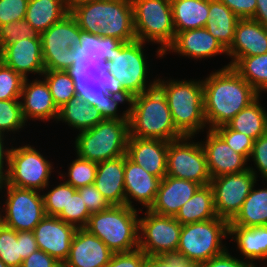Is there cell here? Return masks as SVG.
I'll list each match as a JSON object with an SVG mask.
<instances>
[{
	"instance_id": "cell-1",
	"label": "cell",
	"mask_w": 267,
	"mask_h": 267,
	"mask_svg": "<svg viewBox=\"0 0 267 267\" xmlns=\"http://www.w3.org/2000/svg\"><path fill=\"white\" fill-rule=\"evenodd\" d=\"M203 82L204 116L208 129L225 125L261 96L232 67L213 71Z\"/></svg>"
},
{
	"instance_id": "cell-2",
	"label": "cell",
	"mask_w": 267,
	"mask_h": 267,
	"mask_svg": "<svg viewBox=\"0 0 267 267\" xmlns=\"http://www.w3.org/2000/svg\"><path fill=\"white\" fill-rule=\"evenodd\" d=\"M70 14L84 32L123 42L137 40L131 0H94L73 8Z\"/></svg>"
},
{
	"instance_id": "cell-3",
	"label": "cell",
	"mask_w": 267,
	"mask_h": 267,
	"mask_svg": "<svg viewBox=\"0 0 267 267\" xmlns=\"http://www.w3.org/2000/svg\"><path fill=\"white\" fill-rule=\"evenodd\" d=\"M129 137L173 141L183 137L176 129L164 93L155 86L132 97L129 104Z\"/></svg>"
},
{
	"instance_id": "cell-4",
	"label": "cell",
	"mask_w": 267,
	"mask_h": 267,
	"mask_svg": "<svg viewBox=\"0 0 267 267\" xmlns=\"http://www.w3.org/2000/svg\"><path fill=\"white\" fill-rule=\"evenodd\" d=\"M165 95L176 129L183 136H195L208 126L204 116L202 80H164L156 85ZM198 132V133H197Z\"/></svg>"
},
{
	"instance_id": "cell-5",
	"label": "cell",
	"mask_w": 267,
	"mask_h": 267,
	"mask_svg": "<svg viewBox=\"0 0 267 267\" xmlns=\"http://www.w3.org/2000/svg\"><path fill=\"white\" fill-rule=\"evenodd\" d=\"M138 209L127 205L110 206L91 214L84 228L100 238L114 253L134 251L138 249V213L143 211Z\"/></svg>"
},
{
	"instance_id": "cell-6",
	"label": "cell",
	"mask_w": 267,
	"mask_h": 267,
	"mask_svg": "<svg viewBox=\"0 0 267 267\" xmlns=\"http://www.w3.org/2000/svg\"><path fill=\"white\" fill-rule=\"evenodd\" d=\"M130 136L129 120L103 119L75 138L76 155L100 163L126 155Z\"/></svg>"
},
{
	"instance_id": "cell-7",
	"label": "cell",
	"mask_w": 267,
	"mask_h": 267,
	"mask_svg": "<svg viewBox=\"0 0 267 267\" xmlns=\"http://www.w3.org/2000/svg\"><path fill=\"white\" fill-rule=\"evenodd\" d=\"M229 238V221L216 217L211 220L182 225L177 252L195 266L227 250L222 239Z\"/></svg>"
},
{
	"instance_id": "cell-8",
	"label": "cell",
	"mask_w": 267,
	"mask_h": 267,
	"mask_svg": "<svg viewBox=\"0 0 267 267\" xmlns=\"http://www.w3.org/2000/svg\"><path fill=\"white\" fill-rule=\"evenodd\" d=\"M136 39L159 44L157 58L164 57L165 49L173 42V25L170 0H131Z\"/></svg>"
},
{
	"instance_id": "cell-9",
	"label": "cell",
	"mask_w": 267,
	"mask_h": 267,
	"mask_svg": "<svg viewBox=\"0 0 267 267\" xmlns=\"http://www.w3.org/2000/svg\"><path fill=\"white\" fill-rule=\"evenodd\" d=\"M145 45L146 42L138 40L123 42L115 49L112 60L105 63V67L120 81L122 88L131 98L157 85L156 77L153 81H147L150 66L144 52Z\"/></svg>"
},
{
	"instance_id": "cell-10",
	"label": "cell",
	"mask_w": 267,
	"mask_h": 267,
	"mask_svg": "<svg viewBox=\"0 0 267 267\" xmlns=\"http://www.w3.org/2000/svg\"><path fill=\"white\" fill-rule=\"evenodd\" d=\"M81 29L70 12L40 34L45 70H68L75 61Z\"/></svg>"
},
{
	"instance_id": "cell-11",
	"label": "cell",
	"mask_w": 267,
	"mask_h": 267,
	"mask_svg": "<svg viewBox=\"0 0 267 267\" xmlns=\"http://www.w3.org/2000/svg\"><path fill=\"white\" fill-rule=\"evenodd\" d=\"M52 170V162L30 144L16 148L12 146L9 170L4 181L17 188L41 192L49 188Z\"/></svg>"
},
{
	"instance_id": "cell-12",
	"label": "cell",
	"mask_w": 267,
	"mask_h": 267,
	"mask_svg": "<svg viewBox=\"0 0 267 267\" xmlns=\"http://www.w3.org/2000/svg\"><path fill=\"white\" fill-rule=\"evenodd\" d=\"M6 199L0 208L4 225L15 231H33L46 216L42 193L33 189H23L8 185L4 180Z\"/></svg>"
},
{
	"instance_id": "cell-13",
	"label": "cell",
	"mask_w": 267,
	"mask_h": 267,
	"mask_svg": "<svg viewBox=\"0 0 267 267\" xmlns=\"http://www.w3.org/2000/svg\"><path fill=\"white\" fill-rule=\"evenodd\" d=\"M193 138L195 136H183L169 142L166 175L208 185L211 177L206 155L201 142H192Z\"/></svg>"
},
{
	"instance_id": "cell-14",
	"label": "cell",
	"mask_w": 267,
	"mask_h": 267,
	"mask_svg": "<svg viewBox=\"0 0 267 267\" xmlns=\"http://www.w3.org/2000/svg\"><path fill=\"white\" fill-rule=\"evenodd\" d=\"M255 168L240 173L225 174L210 181L217 217L231 221L240 211L245 199L259 177Z\"/></svg>"
},
{
	"instance_id": "cell-15",
	"label": "cell",
	"mask_w": 267,
	"mask_h": 267,
	"mask_svg": "<svg viewBox=\"0 0 267 267\" xmlns=\"http://www.w3.org/2000/svg\"><path fill=\"white\" fill-rule=\"evenodd\" d=\"M139 217L138 248L147 256H163L178 249L182 224L172 216L146 210Z\"/></svg>"
},
{
	"instance_id": "cell-16",
	"label": "cell",
	"mask_w": 267,
	"mask_h": 267,
	"mask_svg": "<svg viewBox=\"0 0 267 267\" xmlns=\"http://www.w3.org/2000/svg\"><path fill=\"white\" fill-rule=\"evenodd\" d=\"M78 228L54 216H45L33 230L39 250L63 264Z\"/></svg>"
},
{
	"instance_id": "cell-17",
	"label": "cell",
	"mask_w": 267,
	"mask_h": 267,
	"mask_svg": "<svg viewBox=\"0 0 267 267\" xmlns=\"http://www.w3.org/2000/svg\"><path fill=\"white\" fill-rule=\"evenodd\" d=\"M206 133V140H201V145L211 179L249 169L248 160L235 152L214 129H208Z\"/></svg>"
},
{
	"instance_id": "cell-18",
	"label": "cell",
	"mask_w": 267,
	"mask_h": 267,
	"mask_svg": "<svg viewBox=\"0 0 267 267\" xmlns=\"http://www.w3.org/2000/svg\"><path fill=\"white\" fill-rule=\"evenodd\" d=\"M113 254L100 238L85 228H78L62 267H105Z\"/></svg>"
},
{
	"instance_id": "cell-19",
	"label": "cell",
	"mask_w": 267,
	"mask_h": 267,
	"mask_svg": "<svg viewBox=\"0 0 267 267\" xmlns=\"http://www.w3.org/2000/svg\"><path fill=\"white\" fill-rule=\"evenodd\" d=\"M0 60L24 79L29 73H44V61L40 37L17 40L0 51Z\"/></svg>"
},
{
	"instance_id": "cell-20",
	"label": "cell",
	"mask_w": 267,
	"mask_h": 267,
	"mask_svg": "<svg viewBox=\"0 0 267 267\" xmlns=\"http://www.w3.org/2000/svg\"><path fill=\"white\" fill-rule=\"evenodd\" d=\"M168 51L195 60L212 58L221 54L228 57L227 50L205 27L178 32L173 42L165 49L164 56Z\"/></svg>"
},
{
	"instance_id": "cell-21",
	"label": "cell",
	"mask_w": 267,
	"mask_h": 267,
	"mask_svg": "<svg viewBox=\"0 0 267 267\" xmlns=\"http://www.w3.org/2000/svg\"><path fill=\"white\" fill-rule=\"evenodd\" d=\"M161 180L124 155L125 205L135 208L132 204L134 199L145 210H149L155 201Z\"/></svg>"
},
{
	"instance_id": "cell-22",
	"label": "cell",
	"mask_w": 267,
	"mask_h": 267,
	"mask_svg": "<svg viewBox=\"0 0 267 267\" xmlns=\"http://www.w3.org/2000/svg\"><path fill=\"white\" fill-rule=\"evenodd\" d=\"M24 79L20 95V103L25 121L57 120L59 109L55 105L46 81L36 77L32 81Z\"/></svg>"
},
{
	"instance_id": "cell-23",
	"label": "cell",
	"mask_w": 267,
	"mask_h": 267,
	"mask_svg": "<svg viewBox=\"0 0 267 267\" xmlns=\"http://www.w3.org/2000/svg\"><path fill=\"white\" fill-rule=\"evenodd\" d=\"M169 142L161 139L129 137L126 156L151 175L163 179L167 170Z\"/></svg>"
},
{
	"instance_id": "cell-24",
	"label": "cell",
	"mask_w": 267,
	"mask_h": 267,
	"mask_svg": "<svg viewBox=\"0 0 267 267\" xmlns=\"http://www.w3.org/2000/svg\"><path fill=\"white\" fill-rule=\"evenodd\" d=\"M267 53V27L253 19H240L236 25L234 40L227 54L232 67L240 58Z\"/></svg>"
},
{
	"instance_id": "cell-25",
	"label": "cell",
	"mask_w": 267,
	"mask_h": 267,
	"mask_svg": "<svg viewBox=\"0 0 267 267\" xmlns=\"http://www.w3.org/2000/svg\"><path fill=\"white\" fill-rule=\"evenodd\" d=\"M200 186L197 182L166 175L149 210L161 216L174 217Z\"/></svg>"
},
{
	"instance_id": "cell-26",
	"label": "cell",
	"mask_w": 267,
	"mask_h": 267,
	"mask_svg": "<svg viewBox=\"0 0 267 267\" xmlns=\"http://www.w3.org/2000/svg\"><path fill=\"white\" fill-rule=\"evenodd\" d=\"M122 43L123 41L117 38L81 31L76 48V58L72 66L93 68L94 70L102 68L105 63L112 60L115 49Z\"/></svg>"
},
{
	"instance_id": "cell-27",
	"label": "cell",
	"mask_w": 267,
	"mask_h": 267,
	"mask_svg": "<svg viewBox=\"0 0 267 267\" xmlns=\"http://www.w3.org/2000/svg\"><path fill=\"white\" fill-rule=\"evenodd\" d=\"M94 185L111 206L125 205L124 156L98 163Z\"/></svg>"
},
{
	"instance_id": "cell-28",
	"label": "cell",
	"mask_w": 267,
	"mask_h": 267,
	"mask_svg": "<svg viewBox=\"0 0 267 267\" xmlns=\"http://www.w3.org/2000/svg\"><path fill=\"white\" fill-rule=\"evenodd\" d=\"M229 238L237 243V249L252 267H256L253 261L267 260V225L229 226Z\"/></svg>"
},
{
	"instance_id": "cell-29",
	"label": "cell",
	"mask_w": 267,
	"mask_h": 267,
	"mask_svg": "<svg viewBox=\"0 0 267 267\" xmlns=\"http://www.w3.org/2000/svg\"><path fill=\"white\" fill-rule=\"evenodd\" d=\"M67 72L74 80L76 97L95 107L102 116V102L107 93L100 81V68L71 66Z\"/></svg>"
},
{
	"instance_id": "cell-30",
	"label": "cell",
	"mask_w": 267,
	"mask_h": 267,
	"mask_svg": "<svg viewBox=\"0 0 267 267\" xmlns=\"http://www.w3.org/2000/svg\"><path fill=\"white\" fill-rule=\"evenodd\" d=\"M176 34L205 27L209 16V0H170Z\"/></svg>"
},
{
	"instance_id": "cell-31",
	"label": "cell",
	"mask_w": 267,
	"mask_h": 267,
	"mask_svg": "<svg viewBox=\"0 0 267 267\" xmlns=\"http://www.w3.org/2000/svg\"><path fill=\"white\" fill-rule=\"evenodd\" d=\"M208 16L206 30L228 50L233 43L235 28L240 19L220 0H209Z\"/></svg>"
},
{
	"instance_id": "cell-32",
	"label": "cell",
	"mask_w": 267,
	"mask_h": 267,
	"mask_svg": "<svg viewBox=\"0 0 267 267\" xmlns=\"http://www.w3.org/2000/svg\"><path fill=\"white\" fill-rule=\"evenodd\" d=\"M182 225L217 217L210 184L200 186L174 216Z\"/></svg>"
},
{
	"instance_id": "cell-33",
	"label": "cell",
	"mask_w": 267,
	"mask_h": 267,
	"mask_svg": "<svg viewBox=\"0 0 267 267\" xmlns=\"http://www.w3.org/2000/svg\"><path fill=\"white\" fill-rule=\"evenodd\" d=\"M68 13L62 0H29L25 20L40 35Z\"/></svg>"
},
{
	"instance_id": "cell-34",
	"label": "cell",
	"mask_w": 267,
	"mask_h": 267,
	"mask_svg": "<svg viewBox=\"0 0 267 267\" xmlns=\"http://www.w3.org/2000/svg\"><path fill=\"white\" fill-rule=\"evenodd\" d=\"M260 96L235 115L226 125L254 140L267 133V111L260 103Z\"/></svg>"
},
{
	"instance_id": "cell-35",
	"label": "cell",
	"mask_w": 267,
	"mask_h": 267,
	"mask_svg": "<svg viewBox=\"0 0 267 267\" xmlns=\"http://www.w3.org/2000/svg\"><path fill=\"white\" fill-rule=\"evenodd\" d=\"M103 120L100 112L79 97H74L59 108L57 121H62L68 126L84 131L93 128Z\"/></svg>"
},
{
	"instance_id": "cell-36",
	"label": "cell",
	"mask_w": 267,
	"mask_h": 267,
	"mask_svg": "<svg viewBox=\"0 0 267 267\" xmlns=\"http://www.w3.org/2000/svg\"><path fill=\"white\" fill-rule=\"evenodd\" d=\"M252 187L240 211L229 222V226H266L267 225V188Z\"/></svg>"
},
{
	"instance_id": "cell-37",
	"label": "cell",
	"mask_w": 267,
	"mask_h": 267,
	"mask_svg": "<svg viewBox=\"0 0 267 267\" xmlns=\"http://www.w3.org/2000/svg\"><path fill=\"white\" fill-rule=\"evenodd\" d=\"M232 68L259 94L267 92V53L242 57Z\"/></svg>"
},
{
	"instance_id": "cell-38",
	"label": "cell",
	"mask_w": 267,
	"mask_h": 267,
	"mask_svg": "<svg viewBox=\"0 0 267 267\" xmlns=\"http://www.w3.org/2000/svg\"><path fill=\"white\" fill-rule=\"evenodd\" d=\"M40 77H44L58 109L76 97L74 80L66 70H45Z\"/></svg>"
},
{
	"instance_id": "cell-39",
	"label": "cell",
	"mask_w": 267,
	"mask_h": 267,
	"mask_svg": "<svg viewBox=\"0 0 267 267\" xmlns=\"http://www.w3.org/2000/svg\"><path fill=\"white\" fill-rule=\"evenodd\" d=\"M77 158L70 162L67 174L59 172L61 178L69 185L78 189L80 187L92 185L95 182L98 163L76 156ZM64 175V176H63ZM68 178H65V177Z\"/></svg>"
},
{
	"instance_id": "cell-40",
	"label": "cell",
	"mask_w": 267,
	"mask_h": 267,
	"mask_svg": "<svg viewBox=\"0 0 267 267\" xmlns=\"http://www.w3.org/2000/svg\"><path fill=\"white\" fill-rule=\"evenodd\" d=\"M83 202L77 189L68 184L67 208H64L57 217L77 228H84L91 214Z\"/></svg>"
},
{
	"instance_id": "cell-41",
	"label": "cell",
	"mask_w": 267,
	"mask_h": 267,
	"mask_svg": "<svg viewBox=\"0 0 267 267\" xmlns=\"http://www.w3.org/2000/svg\"><path fill=\"white\" fill-rule=\"evenodd\" d=\"M19 100H0V134L5 135L8 132L15 134L27 126Z\"/></svg>"
},
{
	"instance_id": "cell-42",
	"label": "cell",
	"mask_w": 267,
	"mask_h": 267,
	"mask_svg": "<svg viewBox=\"0 0 267 267\" xmlns=\"http://www.w3.org/2000/svg\"><path fill=\"white\" fill-rule=\"evenodd\" d=\"M0 260L8 267H21L23 262L20 255V240H17V231L5 225L0 230Z\"/></svg>"
},
{
	"instance_id": "cell-43",
	"label": "cell",
	"mask_w": 267,
	"mask_h": 267,
	"mask_svg": "<svg viewBox=\"0 0 267 267\" xmlns=\"http://www.w3.org/2000/svg\"><path fill=\"white\" fill-rule=\"evenodd\" d=\"M24 78L0 60V100L20 99Z\"/></svg>"
},
{
	"instance_id": "cell-44",
	"label": "cell",
	"mask_w": 267,
	"mask_h": 267,
	"mask_svg": "<svg viewBox=\"0 0 267 267\" xmlns=\"http://www.w3.org/2000/svg\"><path fill=\"white\" fill-rule=\"evenodd\" d=\"M40 37L25 19L12 21L0 26V51L17 40Z\"/></svg>"
},
{
	"instance_id": "cell-45",
	"label": "cell",
	"mask_w": 267,
	"mask_h": 267,
	"mask_svg": "<svg viewBox=\"0 0 267 267\" xmlns=\"http://www.w3.org/2000/svg\"><path fill=\"white\" fill-rule=\"evenodd\" d=\"M226 143L237 153L243 155L248 161L254 145V139L230 129L226 124L214 129Z\"/></svg>"
},
{
	"instance_id": "cell-46",
	"label": "cell",
	"mask_w": 267,
	"mask_h": 267,
	"mask_svg": "<svg viewBox=\"0 0 267 267\" xmlns=\"http://www.w3.org/2000/svg\"><path fill=\"white\" fill-rule=\"evenodd\" d=\"M43 194V202L46 216L57 217L64 208H67L68 202V183H59L47 193Z\"/></svg>"
},
{
	"instance_id": "cell-47",
	"label": "cell",
	"mask_w": 267,
	"mask_h": 267,
	"mask_svg": "<svg viewBox=\"0 0 267 267\" xmlns=\"http://www.w3.org/2000/svg\"><path fill=\"white\" fill-rule=\"evenodd\" d=\"M29 0H0V26L25 19Z\"/></svg>"
},
{
	"instance_id": "cell-48",
	"label": "cell",
	"mask_w": 267,
	"mask_h": 267,
	"mask_svg": "<svg viewBox=\"0 0 267 267\" xmlns=\"http://www.w3.org/2000/svg\"><path fill=\"white\" fill-rule=\"evenodd\" d=\"M77 191L80 193L83 203L86 204L90 214L98 213L111 206L94 184L80 187Z\"/></svg>"
},
{
	"instance_id": "cell-49",
	"label": "cell",
	"mask_w": 267,
	"mask_h": 267,
	"mask_svg": "<svg viewBox=\"0 0 267 267\" xmlns=\"http://www.w3.org/2000/svg\"><path fill=\"white\" fill-rule=\"evenodd\" d=\"M131 99V97H115L109 93H106L102 102L103 119L129 120V107L120 113L121 115H118V106L119 103H127L129 106Z\"/></svg>"
},
{
	"instance_id": "cell-50",
	"label": "cell",
	"mask_w": 267,
	"mask_h": 267,
	"mask_svg": "<svg viewBox=\"0 0 267 267\" xmlns=\"http://www.w3.org/2000/svg\"><path fill=\"white\" fill-rule=\"evenodd\" d=\"M144 267H196L179 252L165 253L163 256H147Z\"/></svg>"
},
{
	"instance_id": "cell-51",
	"label": "cell",
	"mask_w": 267,
	"mask_h": 267,
	"mask_svg": "<svg viewBox=\"0 0 267 267\" xmlns=\"http://www.w3.org/2000/svg\"><path fill=\"white\" fill-rule=\"evenodd\" d=\"M147 255L136 249L131 252L114 253L105 267H144Z\"/></svg>"
},
{
	"instance_id": "cell-52",
	"label": "cell",
	"mask_w": 267,
	"mask_h": 267,
	"mask_svg": "<svg viewBox=\"0 0 267 267\" xmlns=\"http://www.w3.org/2000/svg\"><path fill=\"white\" fill-rule=\"evenodd\" d=\"M254 162V167L260 172V177L267 181V133L254 140V145L249 157Z\"/></svg>"
},
{
	"instance_id": "cell-53",
	"label": "cell",
	"mask_w": 267,
	"mask_h": 267,
	"mask_svg": "<svg viewBox=\"0 0 267 267\" xmlns=\"http://www.w3.org/2000/svg\"><path fill=\"white\" fill-rule=\"evenodd\" d=\"M239 19H250L255 15L257 8L256 0H220Z\"/></svg>"
},
{
	"instance_id": "cell-54",
	"label": "cell",
	"mask_w": 267,
	"mask_h": 267,
	"mask_svg": "<svg viewBox=\"0 0 267 267\" xmlns=\"http://www.w3.org/2000/svg\"><path fill=\"white\" fill-rule=\"evenodd\" d=\"M196 267H252L246 260L237 259L230 255L227 249L222 254L215 256L208 261L198 264Z\"/></svg>"
},
{
	"instance_id": "cell-55",
	"label": "cell",
	"mask_w": 267,
	"mask_h": 267,
	"mask_svg": "<svg viewBox=\"0 0 267 267\" xmlns=\"http://www.w3.org/2000/svg\"><path fill=\"white\" fill-rule=\"evenodd\" d=\"M100 81L103 89L115 97H130L122 88L120 81L105 67L100 68Z\"/></svg>"
},
{
	"instance_id": "cell-56",
	"label": "cell",
	"mask_w": 267,
	"mask_h": 267,
	"mask_svg": "<svg viewBox=\"0 0 267 267\" xmlns=\"http://www.w3.org/2000/svg\"><path fill=\"white\" fill-rule=\"evenodd\" d=\"M21 267H62V264L43 250L38 249L23 260Z\"/></svg>"
},
{
	"instance_id": "cell-57",
	"label": "cell",
	"mask_w": 267,
	"mask_h": 267,
	"mask_svg": "<svg viewBox=\"0 0 267 267\" xmlns=\"http://www.w3.org/2000/svg\"><path fill=\"white\" fill-rule=\"evenodd\" d=\"M17 240H20V255L23 260L38 250L33 231L17 232Z\"/></svg>"
},
{
	"instance_id": "cell-58",
	"label": "cell",
	"mask_w": 267,
	"mask_h": 267,
	"mask_svg": "<svg viewBox=\"0 0 267 267\" xmlns=\"http://www.w3.org/2000/svg\"><path fill=\"white\" fill-rule=\"evenodd\" d=\"M5 138L4 134H0V178L2 180L5 179L9 170L10 152L12 149V146L11 148L5 146L7 145V143L5 144Z\"/></svg>"
},
{
	"instance_id": "cell-59",
	"label": "cell",
	"mask_w": 267,
	"mask_h": 267,
	"mask_svg": "<svg viewBox=\"0 0 267 267\" xmlns=\"http://www.w3.org/2000/svg\"><path fill=\"white\" fill-rule=\"evenodd\" d=\"M257 8L255 15L251 18L267 27V0H256Z\"/></svg>"
},
{
	"instance_id": "cell-60",
	"label": "cell",
	"mask_w": 267,
	"mask_h": 267,
	"mask_svg": "<svg viewBox=\"0 0 267 267\" xmlns=\"http://www.w3.org/2000/svg\"><path fill=\"white\" fill-rule=\"evenodd\" d=\"M65 8L70 12L73 8L94 0H62Z\"/></svg>"
},
{
	"instance_id": "cell-61",
	"label": "cell",
	"mask_w": 267,
	"mask_h": 267,
	"mask_svg": "<svg viewBox=\"0 0 267 267\" xmlns=\"http://www.w3.org/2000/svg\"><path fill=\"white\" fill-rule=\"evenodd\" d=\"M3 226H4V220H3L2 213L0 211V230L3 228Z\"/></svg>"
},
{
	"instance_id": "cell-62",
	"label": "cell",
	"mask_w": 267,
	"mask_h": 267,
	"mask_svg": "<svg viewBox=\"0 0 267 267\" xmlns=\"http://www.w3.org/2000/svg\"><path fill=\"white\" fill-rule=\"evenodd\" d=\"M0 267H8L2 260H0Z\"/></svg>"
},
{
	"instance_id": "cell-63",
	"label": "cell",
	"mask_w": 267,
	"mask_h": 267,
	"mask_svg": "<svg viewBox=\"0 0 267 267\" xmlns=\"http://www.w3.org/2000/svg\"><path fill=\"white\" fill-rule=\"evenodd\" d=\"M2 181H3V180L0 178V191H1V192H2V190H3V189L1 188Z\"/></svg>"
}]
</instances>
